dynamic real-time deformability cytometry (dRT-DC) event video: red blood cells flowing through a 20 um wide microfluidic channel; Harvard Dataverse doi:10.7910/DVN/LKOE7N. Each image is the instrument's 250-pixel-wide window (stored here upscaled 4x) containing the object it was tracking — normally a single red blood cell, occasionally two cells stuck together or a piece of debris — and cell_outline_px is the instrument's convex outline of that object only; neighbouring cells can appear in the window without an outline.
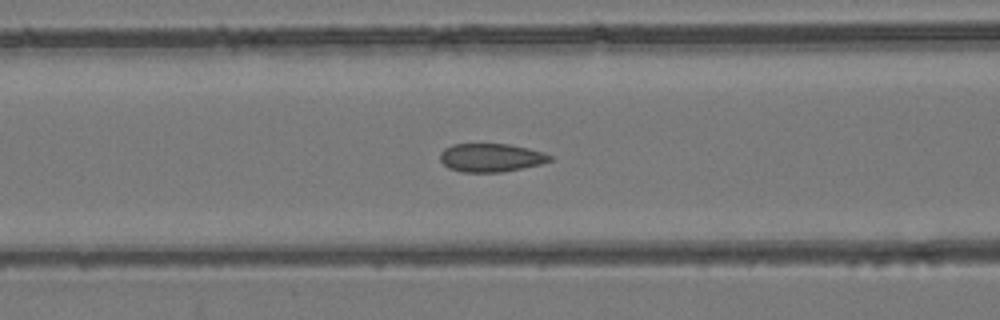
{"species": "common noctule bat (a hibernating species)", "species_latin": "Nyctalus noctula", "temperature_condition": "room temperature", "stored_images_in_passage": 46, "camera_frame_rate_fps": 3000, "um_per_image_px": 0.085, "animal": {"sex": "female", "body_mass_g": 24.6, "forearm_length_mm": 56.2}, "frame": {"image": 1, "passage_image": 15, "time_ms": 4.667, "image_size_px": [1000, 320], "cell_outline_px": [[552, 160], [540, 164], [504, 172], [464, 172], [448, 168], [440, 160], [440, 152], [444, 148], [452, 144], [508, 144], [528, 148], [544, 152], [552, 156]], "centroid_in_image_um": [41.72, 13.4], "position_along_channel_um": 124.9, "area_um2": 18.21}}
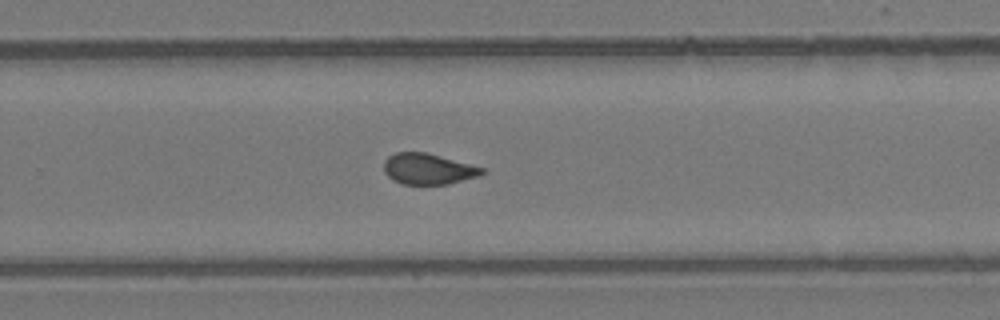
{"frame": {"image": 2, "passage_image": 28, "time_ms": 9.0, "image_size_px": [1000, 320], "cell_outline_px": [[488, 172], [476, 176], [448, 184], [404, 184], [392, 180], [384, 172], [384, 160], [388, 156], [396, 152], [424, 152], [484, 168]], "centroid_in_image_um": [36.35, 14.36], "position_along_channel_um": 293.4, "area_um2": 17.46}}
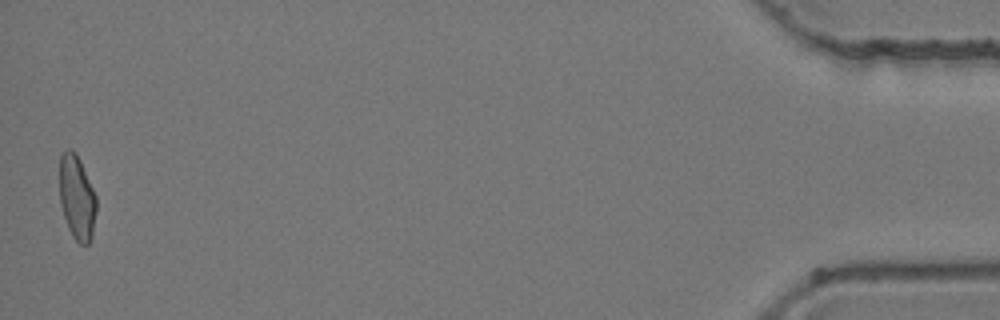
{"frame": {"image": 3, "passage_image": 46, "time_ms": 15.0, "image_size_px": [1000, 320], "cell_outline_px": [[96, 212], [92, 236], [88, 244], [80, 244], [72, 236], [68, 228], [60, 204], [60, 156], [68, 148], [72, 148], [76, 152], [80, 160], [96, 196]], "centroid_in_image_um": [6.53, 16.78], "position_along_channel_um": 428.7, "area_um2": 18.09}, "authors_computed_cell_mechanics": {"area_um2": 18.4093, "velocity_mm_per_s": 3.8934, "shape_relaxation_time_tau1_ms": null, "shape_relaxation_time_tau2_ms": 1.3444, "deformation_change_tau1": null, "deformation_change_tau2": 0.0445}}